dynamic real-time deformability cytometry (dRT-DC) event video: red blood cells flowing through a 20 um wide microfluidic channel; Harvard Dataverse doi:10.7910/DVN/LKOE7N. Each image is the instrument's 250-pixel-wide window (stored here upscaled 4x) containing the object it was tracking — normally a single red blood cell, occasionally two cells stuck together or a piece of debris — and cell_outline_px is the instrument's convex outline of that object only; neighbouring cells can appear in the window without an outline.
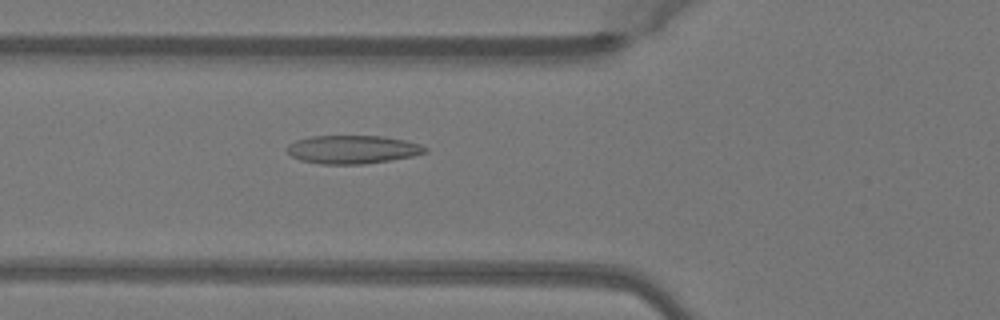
{"species": "Egyptian fruit bat (a non-hibernating species)", "species_latin": "Rousettus aegyptiacus", "temperature_condition": "warm", "stored_images_in_passage": 51, "camera_frame_rate_fps": 3000, "um_per_image_px": 0.085, "animal": {"sex": "female"}, "frame": {"image": 1, "passage_image": 19, "time_ms": 6.0, "image_size_px": [1000, 320], "cell_outline_px": [[428, 152], [412, 156], [364, 164], [320, 164], [300, 160], [292, 156], [284, 148], [288, 144], [296, 140], [312, 136], [384, 136], [404, 140], [420, 144], [428, 148]], "centroid_in_image_um": [29.95, 12.7], "position_along_channel_um": 95.8, "area_um2": 22.83}}
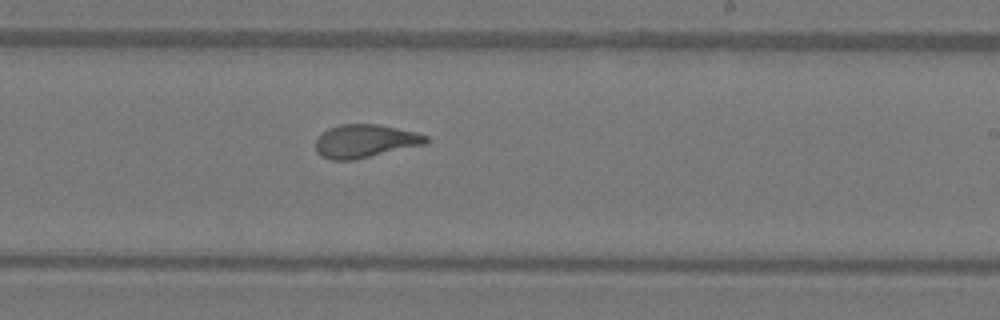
{"frame": {"image": 2, "passage_image": 31, "time_ms": 10.0, "image_size_px": [1000, 320], "cell_outline_px": [[428, 144], [352, 160], [332, 160], [320, 156], [316, 152], [316, 140], [328, 128], [340, 124], [380, 124], [416, 132], [428, 136]], "centroid_in_image_um": [31.05, 11.99], "position_along_channel_um": 257.9, "area_um2": 21.44}}
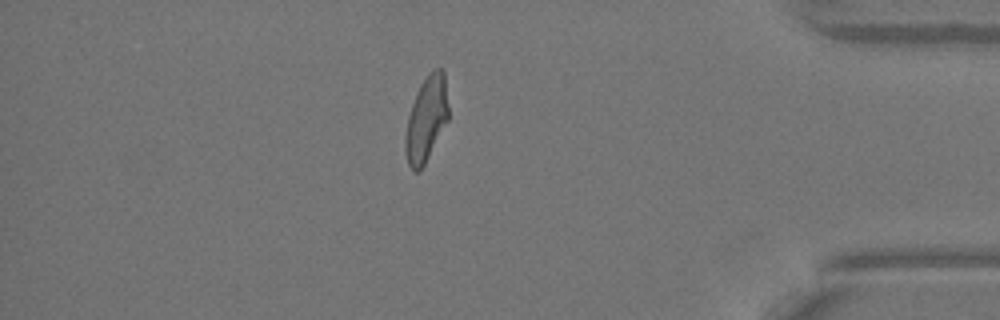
{"frame": {"image": 3, "passage_image": 44, "time_ms": 14.333, "image_size_px": [1000, 320], "cell_outline_px": [[448, 120], [420, 172], [412, 172], [408, 164], [404, 148], [404, 140], [408, 116], [416, 92], [420, 84], [428, 72], [436, 68], [444, 68], [448, 108]], "centroid_in_image_um": [36.22, 10.11], "position_along_channel_um": 399.0, "area_um2": 21.56}, "authors_computed_cell_mechanics": {"area_um2": 21.9062, "velocity_mm_per_s": 4.0442, "shape_relaxation_time_tau1_ms": 7.0051, "shape_relaxation_time_tau2_ms": 1.1077, "deformation_change_tau1": 0.221, "deformation_change_tau2": 0.0806}}